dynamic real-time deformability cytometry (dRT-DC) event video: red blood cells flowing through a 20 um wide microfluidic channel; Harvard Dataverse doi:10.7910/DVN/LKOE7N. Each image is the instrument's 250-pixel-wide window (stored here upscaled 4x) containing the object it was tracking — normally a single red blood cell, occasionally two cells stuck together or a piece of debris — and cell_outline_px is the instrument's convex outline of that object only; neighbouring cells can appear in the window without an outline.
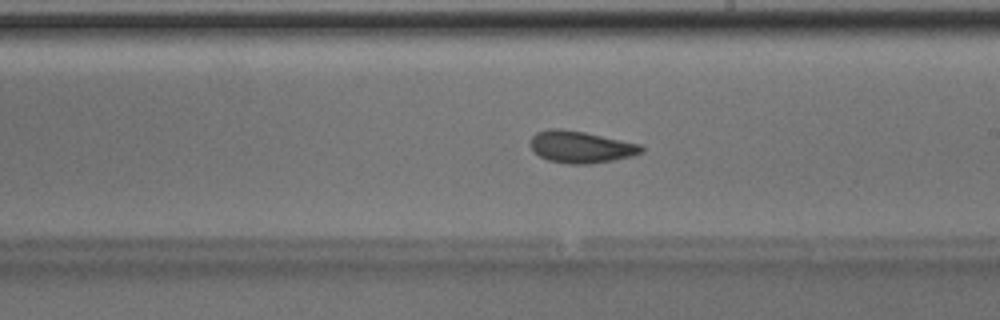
{"species": "Egyptian fruit bat (a non-hibernating species)", "species_latin": "Rousettus aegyptiacus", "temperature_condition": "room temperature", "stored_images_in_passage": 49, "camera_frame_rate_fps": 3000, "um_per_image_px": 0.085, "animal": {"sex": "male"}, "frame": {"image": 1, "passage_image": 28, "time_ms": 9.0, "image_size_px": [1000, 320], "cell_outline_px": [[644, 152], [632, 156], [592, 164], [568, 164], [548, 160], [532, 152], [528, 144], [532, 136], [536, 132], [548, 128], [560, 128], [584, 132], [640, 144], [644, 148]], "centroid_in_image_um": [49.32, 12.49], "position_along_channel_um": 239.7, "area_um2": 20.87}, "authors_computed_cell_mechanics": {"area_um2": 20.7502, "velocity_mm_per_s": 4.0122, "shape_relaxation_time_tau1_ms": 3.1296, "shape_relaxation_time_tau2_ms": 1.8372, "deformation_change_tau1": 0.0908, "deformation_change_tau2": 0.0713}}